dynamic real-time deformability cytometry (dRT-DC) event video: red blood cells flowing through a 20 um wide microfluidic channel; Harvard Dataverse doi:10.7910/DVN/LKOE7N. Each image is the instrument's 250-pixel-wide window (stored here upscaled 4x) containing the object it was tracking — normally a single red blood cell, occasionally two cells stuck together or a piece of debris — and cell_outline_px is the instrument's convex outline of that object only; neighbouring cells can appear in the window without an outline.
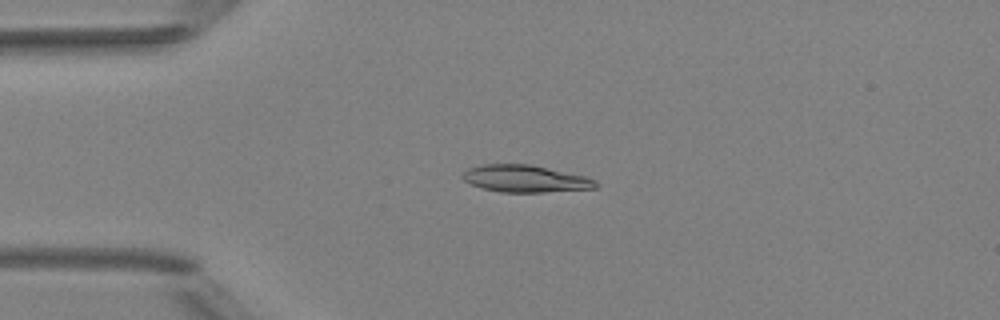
{"species": "Egyptian fruit bat (a non-hibernating species)", "species_latin": "Rousettus aegyptiacus", "temperature_condition": "room temperature", "stored_images_in_passage": 6, "camera_frame_rate_fps": 3000, "um_per_image_px": 0.085, "animal": {"sex": "female"}, "frame": {"image": 1, "passage_image": 4, "time_ms": 3.667, "image_size_px": [1000, 320], "cell_outline_px": [[596, 188], [544, 192], [500, 192], [480, 188], [468, 184], [460, 176], [468, 168], [480, 164], [532, 164], [584, 176], [596, 180]], "centroid_in_image_um": [44.57, 15.18], "position_along_channel_um": 40.4, "area_um2": 21.15}}
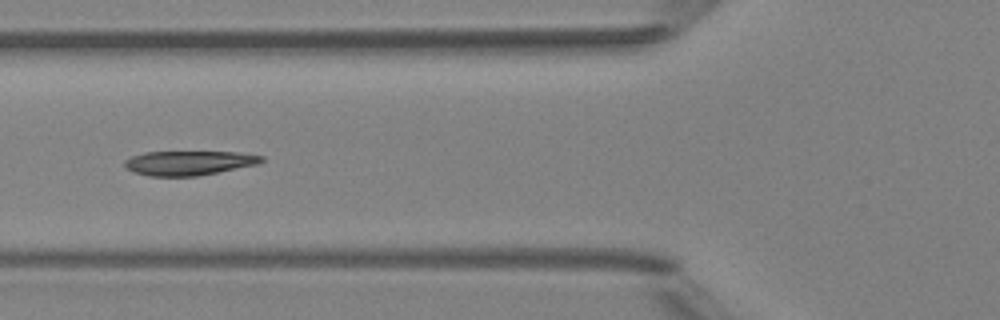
{"frame": {"image": 2, "passage_image": 6, "time_ms": 6.0, "image_size_px": [1000, 320], "cell_outline_px": [[264, 160], [256, 164], [196, 176], [148, 176], [132, 172], [124, 164], [124, 160], [132, 156], [144, 152], [240, 152], [264, 156]], "centroid_in_image_um": [16.02, 13.84], "position_along_channel_um": 109.8, "area_um2": 19.31}}